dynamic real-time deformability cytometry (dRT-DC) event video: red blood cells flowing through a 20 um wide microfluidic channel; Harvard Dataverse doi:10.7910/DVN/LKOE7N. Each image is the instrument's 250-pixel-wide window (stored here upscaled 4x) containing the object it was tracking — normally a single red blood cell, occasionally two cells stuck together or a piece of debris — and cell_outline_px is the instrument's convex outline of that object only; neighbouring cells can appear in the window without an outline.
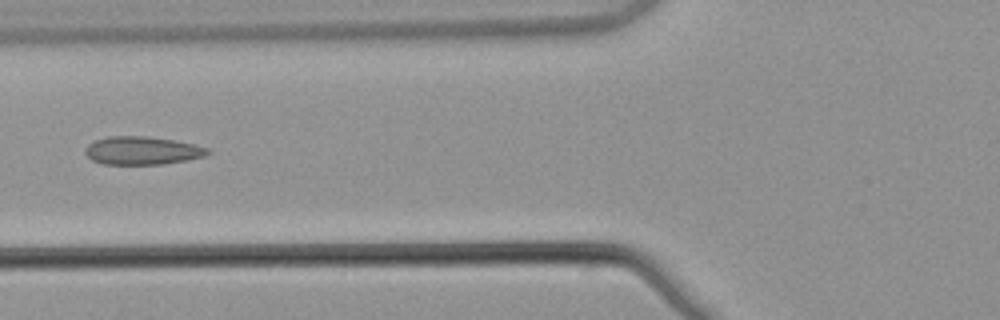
{"species": "common noctule bat (a hibernating species)", "species_latin": "Nyctalus noctula", "temperature_condition": "warm", "stored_images_in_passage": 5, "camera_frame_rate_fps": 3000, "um_per_image_px": 0.085, "animal": {"sex": "male", "body_mass_g": 21.5, "forearm_length_mm": 52.0}, "frame": {"image": 1, "passage_image": 5, "time_ms": 1.333, "image_size_px": [1000, 320], "cell_outline_px": [[212, 152], [204, 156], [164, 164], [104, 164], [92, 160], [84, 152], [84, 148], [88, 144], [96, 140], [108, 136], [148, 136], [176, 140], [208, 148]], "centroid_in_image_um": [12.07, 12.79], "position_along_channel_um": 113.7, "area_um2": 20.06}}